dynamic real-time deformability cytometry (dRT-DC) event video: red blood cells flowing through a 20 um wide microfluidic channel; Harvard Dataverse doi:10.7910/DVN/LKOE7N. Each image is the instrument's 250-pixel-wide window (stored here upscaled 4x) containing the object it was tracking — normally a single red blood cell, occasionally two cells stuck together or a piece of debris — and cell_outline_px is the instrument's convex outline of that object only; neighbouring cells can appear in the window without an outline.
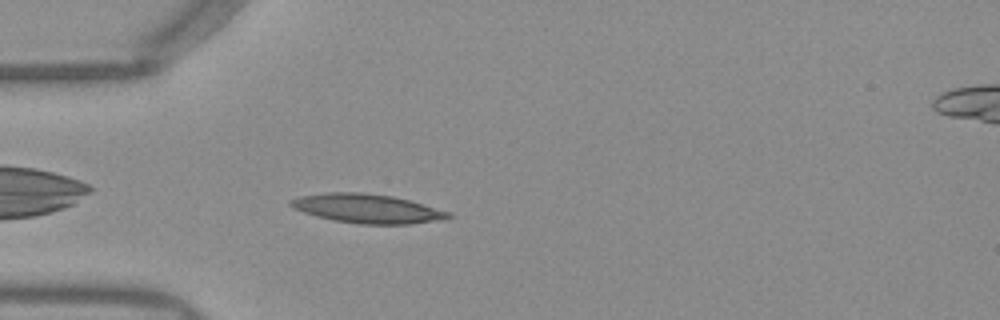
{"species": "Egyptian fruit bat (a non-hibernating species)", "species_latin": "Rousettus aegyptiacus", "temperature_condition": "warm", "stored_images_in_passage": 39, "camera_frame_rate_fps": 3000, "um_per_image_px": 0.085, "frame": {"image": 1, "passage_image": 3, "time_ms": 0.667, "image_size_px": [1000, 320], "cell_outline_px": [[452, 216], [444, 220], [412, 224], [360, 224], [332, 220], [316, 216], [292, 208], [288, 204], [288, 200], [300, 196], [328, 192], [360, 192], [392, 196], [408, 200], [448, 212]], "centroid_in_image_um": [31.16, 17.73], "position_along_channel_um": 53.8, "area_um2": 26.65}}
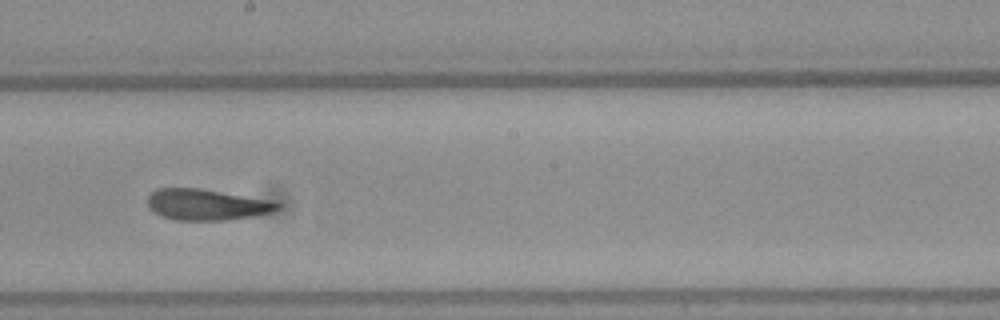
{"frame": {"image": 2, "passage_image": 17, "time_ms": 5.333, "image_size_px": [1000, 320], "cell_outline_px": [[280, 208], [272, 212], [252, 216], [228, 220], [176, 220], [160, 216], [148, 208], [148, 196], [152, 192], [160, 188], [200, 188], [268, 200], [280, 204]], "centroid_in_image_um": [17.52, 17.4], "position_along_channel_um": 230.7, "area_um2": 23.35}}
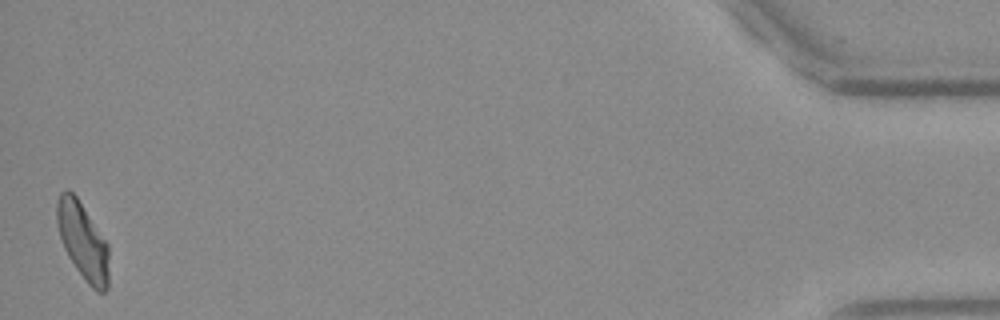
{"frame": {"image": 3, "passage_image": 39, "time_ms": 12.667, "image_size_px": [1000, 320], "cell_outline_px": [[108, 288], [104, 292], [96, 292], [88, 284], [76, 268], [68, 256], [64, 248], [56, 224], [56, 200], [60, 192], [68, 188], [76, 196], [108, 244]], "centroid_in_image_um": [7.02, 20.48], "position_along_channel_um": 428.2, "area_um2": 23.29}, "authors_computed_cell_mechanics": {"area_um2": 23.8714, "velocity_mm_per_s": 3.9387, "shape_relaxation_time_tau1_ms": null, "shape_relaxation_time_tau2_ms": 3.0953, "deformation_change_tau1": null, "deformation_change_tau2": 0.1151}}